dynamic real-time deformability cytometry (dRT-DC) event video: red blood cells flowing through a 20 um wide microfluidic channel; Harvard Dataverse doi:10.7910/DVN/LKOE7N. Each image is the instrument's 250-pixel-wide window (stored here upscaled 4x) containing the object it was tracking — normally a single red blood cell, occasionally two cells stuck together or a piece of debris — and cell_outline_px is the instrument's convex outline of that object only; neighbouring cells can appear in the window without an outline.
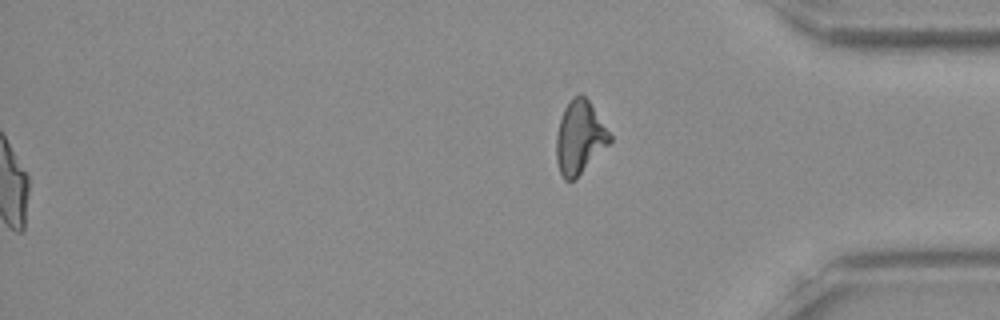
{"species": "Egyptian fruit bat (a non-hibernating species)", "species_latin": "Rousettus aegyptiacus", "temperature_condition": "room temperature", "stored_images_in_passage": 54, "segment_of_instrument_passage": [2, 2], "camera_frame_rate_fps": 3000, "um_per_image_px": 0.085, "frame": {"image": 1, "passage_image": 54, "time_ms": 17.667, "image_size_px": [1000, 320], "cell_outline_px": [[612, 140], [576, 180], [564, 180], [560, 172], [556, 160], [556, 136], [560, 120], [564, 108], [572, 96], [580, 92], [588, 100], [612, 136]], "centroid_in_image_um": [49.26, 11.69], "position_along_channel_um": 385.9, "area_um2": 22.77}}